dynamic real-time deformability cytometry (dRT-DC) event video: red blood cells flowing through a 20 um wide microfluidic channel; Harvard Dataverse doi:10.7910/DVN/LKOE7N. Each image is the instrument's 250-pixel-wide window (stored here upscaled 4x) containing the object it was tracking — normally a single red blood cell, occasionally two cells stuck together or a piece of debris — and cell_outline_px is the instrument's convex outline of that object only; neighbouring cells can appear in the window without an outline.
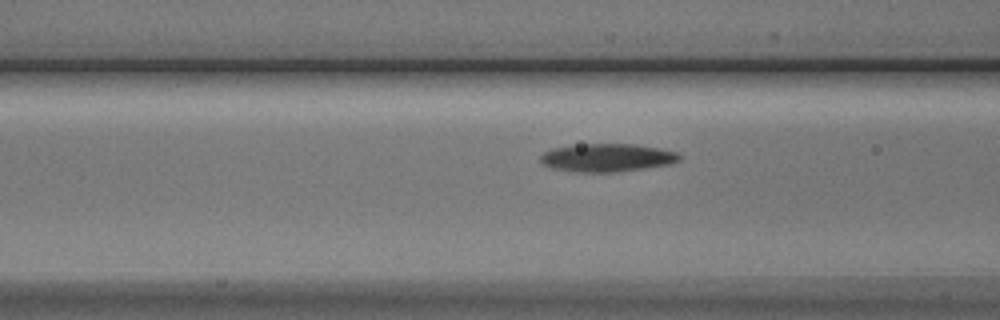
{"species": "Egyptian fruit bat (a non-hibernating species)", "species_latin": "Rousettus aegyptiacus", "temperature_condition": "cold", "stored_images_in_passage": 3, "camera_frame_rate_fps": 3000, "um_per_image_px": 0.085, "animal": {"sex": "male"}, "frame": {"image": 1, "passage_image": 3, "time_ms": 3.0, "image_size_px": [1000, 320], "cell_outline_px": [[680, 160], [668, 164], [644, 168], [612, 172], [580, 172], [552, 168], [544, 164], [540, 160], [540, 156], [544, 152], [552, 148], [584, 144], [632, 144], [656, 148], [676, 152], [680, 156]], "centroid_in_image_um": [51.57, 13.4], "position_along_channel_um": 115.0, "area_um2": 22.31}}